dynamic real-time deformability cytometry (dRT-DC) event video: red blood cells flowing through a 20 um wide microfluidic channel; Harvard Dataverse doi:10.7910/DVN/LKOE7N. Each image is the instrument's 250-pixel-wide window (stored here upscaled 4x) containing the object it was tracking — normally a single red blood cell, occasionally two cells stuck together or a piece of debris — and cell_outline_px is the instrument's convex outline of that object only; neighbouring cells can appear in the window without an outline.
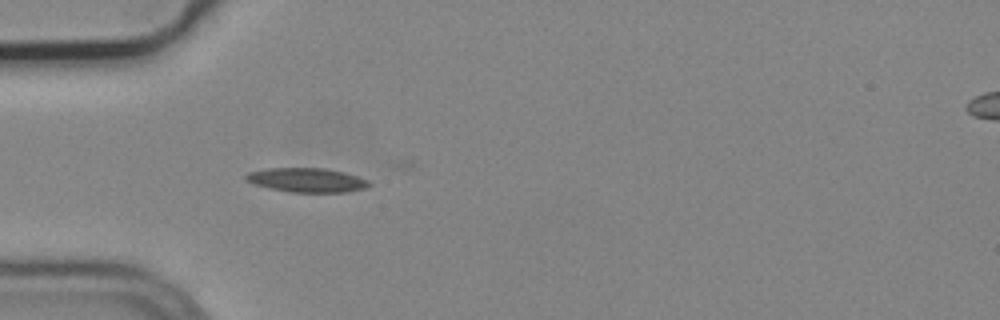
{"species": "common noctule bat (a hibernating species)", "species_latin": "Nyctalus noctula", "temperature_condition": "cold", "stored_images_in_passage": 4, "camera_frame_rate_fps": 3000, "um_per_image_px": 0.085, "animal": {"sex": "male", "body_mass_g": 19.2, "forearm_length_mm": 51.8}, "frame": {"image": 1, "passage_image": 4, "time_ms": 1.0, "image_size_px": [1000, 320], "cell_outline_px": [[372, 184], [364, 188], [348, 192], [292, 192], [268, 188], [252, 184], [244, 180], [244, 176], [248, 172], [268, 168], [324, 168], [344, 172], [368, 180]], "centroid_in_image_um": [26.04, 15.3], "position_along_channel_um": 59.0, "area_um2": 17.46}}